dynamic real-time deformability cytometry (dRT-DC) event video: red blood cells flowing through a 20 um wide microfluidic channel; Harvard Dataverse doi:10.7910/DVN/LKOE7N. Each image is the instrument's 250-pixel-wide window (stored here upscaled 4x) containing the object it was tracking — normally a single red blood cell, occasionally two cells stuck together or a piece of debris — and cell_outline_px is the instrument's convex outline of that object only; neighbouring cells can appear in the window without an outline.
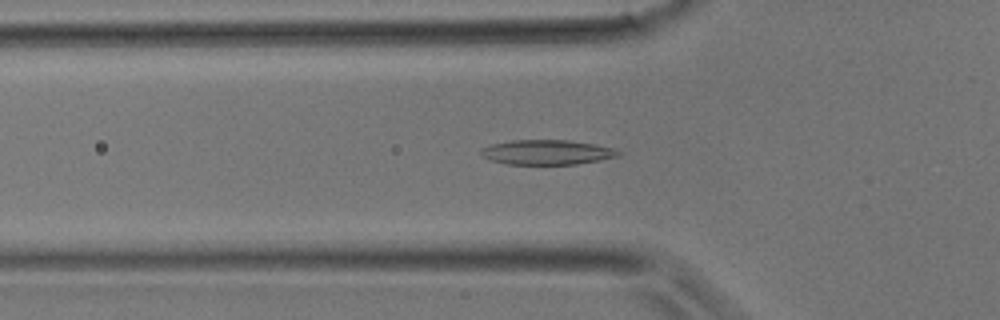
{"species": "common noctule bat (a hibernating species)", "species_latin": "Nyctalus noctula", "temperature_condition": "room temperature", "stored_images_in_passage": 39, "camera_frame_rate_fps": 3000, "um_per_image_px": 0.085, "animal": {"sex": "male", "body_mass_g": 17.9}, "frame": {"image": 1, "passage_image": 12, "time_ms": 3.667, "image_size_px": [1000, 320], "cell_outline_px": [[620, 156], [600, 160], [576, 164], [508, 164], [488, 160], [480, 156], [480, 148], [492, 144], [512, 140], [568, 140], [596, 144], [612, 148], [620, 152]], "centroid_in_image_um": [46.45, 12.94], "position_along_channel_um": 79.4, "area_um2": 19.94}}
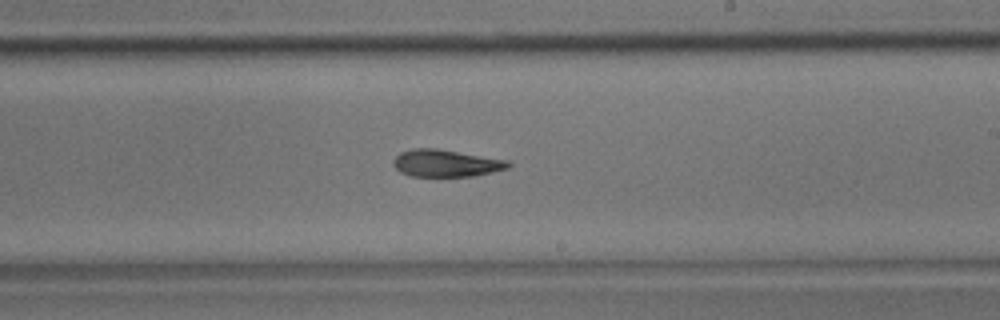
{"frame": {"image": 2, "passage_image": 22, "time_ms": 7.0, "image_size_px": [1000, 320], "cell_outline_px": [[512, 164], [508, 168], [492, 172], [472, 176], [412, 176], [400, 172], [392, 164], [392, 160], [400, 152], [412, 148], [436, 148], [508, 160]], "centroid_in_image_um": [37.88, 13.86], "position_along_channel_um": 251.1, "area_um2": 18.21}}
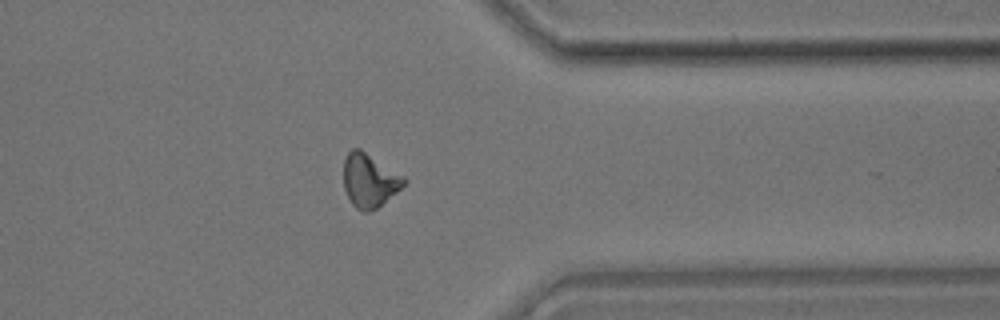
{"frame": {"image": 3, "passage_image": 30, "time_ms": 9.667, "image_size_px": [1000, 320], "cell_outline_px": [[408, 180], [396, 192], [376, 208], [368, 212], [364, 212], [356, 208], [352, 204], [344, 188], [344, 160], [348, 152], [352, 148], [360, 148], [404, 176]], "centroid_in_image_um": [31.39, 15.32], "position_along_channel_um": 380.0, "area_um2": 18.67}}